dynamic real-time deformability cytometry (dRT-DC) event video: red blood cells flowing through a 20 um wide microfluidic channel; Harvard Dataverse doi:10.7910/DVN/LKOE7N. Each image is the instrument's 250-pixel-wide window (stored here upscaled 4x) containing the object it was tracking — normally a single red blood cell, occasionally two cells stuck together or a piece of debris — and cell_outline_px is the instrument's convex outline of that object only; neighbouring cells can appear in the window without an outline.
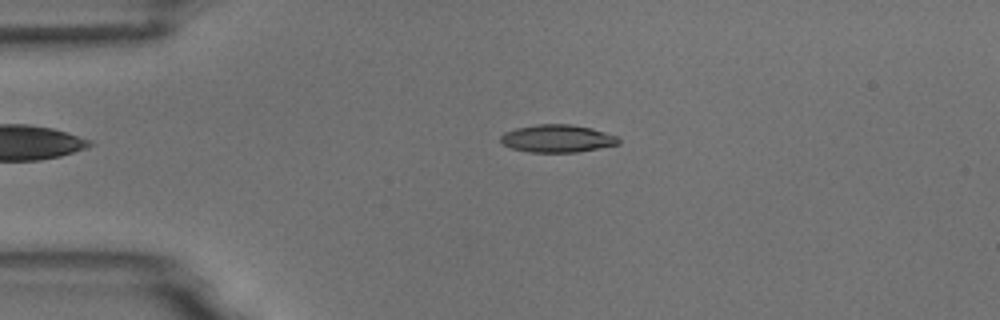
{"species": "common noctule bat (a hibernating species)", "species_latin": "Nyctalus noctula", "temperature_condition": "room temperature", "stored_images_in_passage": 4, "camera_frame_rate_fps": 3000, "um_per_image_px": 0.085, "animal": {"sex": "male", "body_mass_g": 18.8}, "frame": {"image": 1, "passage_image": 3, "time_ms": 2.333, "image_size_px": [1000, 320], "cell_outline_px": [[620, 144], [576, 152], [532, 152], [512, 148], [504, 144], [500, 140], [500, 136], [504, 132], [516, 128], [536, 124], [568, 124], [592, 128], [616, 136], [620, 140]], "centroid_in_image_um": [47.36, 11.77], "position_along_channel_um": 37.6, "area_um2": 18.84}}